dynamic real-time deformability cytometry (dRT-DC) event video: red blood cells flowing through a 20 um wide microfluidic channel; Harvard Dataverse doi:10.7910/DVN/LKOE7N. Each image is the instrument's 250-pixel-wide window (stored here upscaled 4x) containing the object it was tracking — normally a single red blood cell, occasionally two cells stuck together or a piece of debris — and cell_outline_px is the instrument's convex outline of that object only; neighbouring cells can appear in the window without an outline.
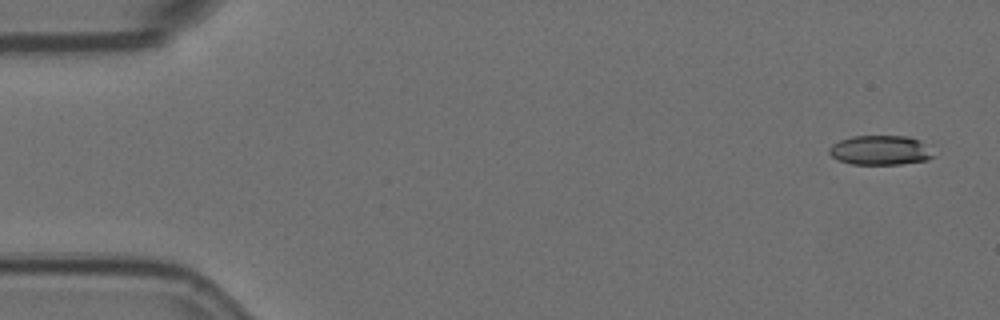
{"species": "Egyptian fruit bat (a non-hibernating species)", "species_latin": "Rousettus aegyptiacus", "temperature_condition": "room temperature", "stored_images_in_passage": 6, "camera_frame_rate_fps": 3000, "um_per_image_px": 0.085, "animal": {"sex": "female"}, "frame": {"image": 1, "passage_image": 1, "time_ms": 0.0, "image_size_px": [1000, 320], "cell_outline_px": [[936, 156], [928, 160], [900, 164], [852, 164], [840, 160], [832, 156], [828, 152], [828, 148], [832, 144], [840, 140], [852, 136], [908, 136], [920, 140]], "centroid_in_image_um": [74.83, 12.76], "position_along_channel_um": 10.2, "area_um2": 17.92}}